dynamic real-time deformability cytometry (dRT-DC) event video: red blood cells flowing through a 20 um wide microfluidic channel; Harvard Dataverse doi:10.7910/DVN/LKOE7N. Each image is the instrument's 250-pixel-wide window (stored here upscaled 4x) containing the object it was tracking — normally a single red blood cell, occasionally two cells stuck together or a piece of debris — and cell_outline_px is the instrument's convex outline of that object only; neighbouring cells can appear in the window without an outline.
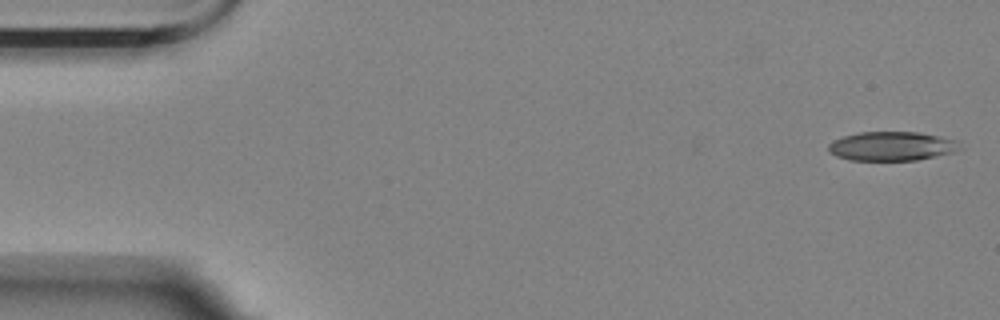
{"species": "Egyptian fruit bat (a non-hibernating species)", "species_latin": "Rousettus aegyptiacus", "temperature_condition": "room temperature", "stored_images_in_passage": 15, "camera_frame_rate_fps": 3000, "um_per_image_px": 0.085, "animal": {"sex": "female"}, "frame": {"image": 1, "passage_image": 1, "time_ms": 0.0, "image_size_px": [1000, 320], "cell_outline_px": [[964, 148], [952, 152], [936, 156], [916, 160], [848, 160], [836, 156], [828, 152], [828, 144], [832, 140], [844, 136], [860, 132], [920, 132], [960, 140]], "centroid_in_image_um": [75.83, 12.42], "position_along_channel_um": 9.2, "area_um2": 22.6}}
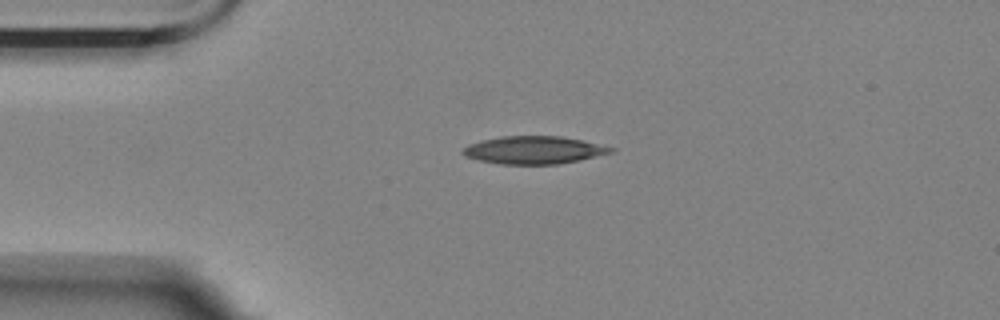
{"frame": {"image": 2, "passage_image": 12, "time_ms": 3.667, "image_size_px": [1000, 320], "cell_outline_px": [[616, 148], [612, 152], [580, 160], [560, 164], [500, 164], [480, 160], [468, 156], [460, 152], [468, 144], [480, 140], [500, 136], [560, 136], [584, 140]], "centroid_in_image_um": [45.39, 12.74], "position_along_channel_um": 39.6, "area_um2": 23.93}}